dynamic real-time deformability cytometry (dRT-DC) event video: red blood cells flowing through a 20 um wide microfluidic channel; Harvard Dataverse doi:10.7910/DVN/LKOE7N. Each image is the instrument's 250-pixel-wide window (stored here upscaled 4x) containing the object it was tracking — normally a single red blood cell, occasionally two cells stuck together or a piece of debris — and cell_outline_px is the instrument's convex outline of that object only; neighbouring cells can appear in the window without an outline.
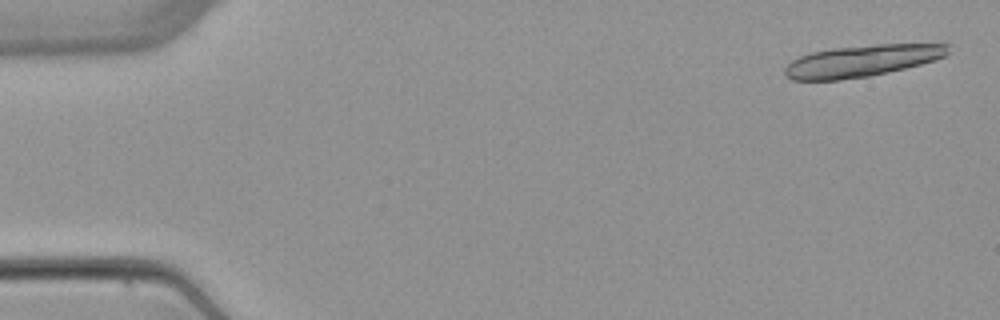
{"species": "common noctule bat (a hibernating species)", "species_latin": "Nyctalus noctula", "temperature_condition": "warm", "stored_images_in_passage": 4, "camera_frame_rate_fps": 3000, "um_per_image_px": 0.085, "animal": {"sex": "female", "body_mass_g": 22.7, "forearm_length_mm": 54.2}, "frame": {"image": 1, "passage_image": 1, "time_ms": 0.0, "image_size_px": [1000, 320], "cell_outline_px": [[948, 56], [936, 60], [888, 72], [868, 76], [840, 80], [792, 80], [784, 76], [784, 68], [792, 60], [800, 56], [812, 52], [832, 48], [876, 44], [948, 44]], "centroid_in_image_um": [73.23, 5.18], "position_along_channel_um": 11.8, "area_um2": 30.17}}